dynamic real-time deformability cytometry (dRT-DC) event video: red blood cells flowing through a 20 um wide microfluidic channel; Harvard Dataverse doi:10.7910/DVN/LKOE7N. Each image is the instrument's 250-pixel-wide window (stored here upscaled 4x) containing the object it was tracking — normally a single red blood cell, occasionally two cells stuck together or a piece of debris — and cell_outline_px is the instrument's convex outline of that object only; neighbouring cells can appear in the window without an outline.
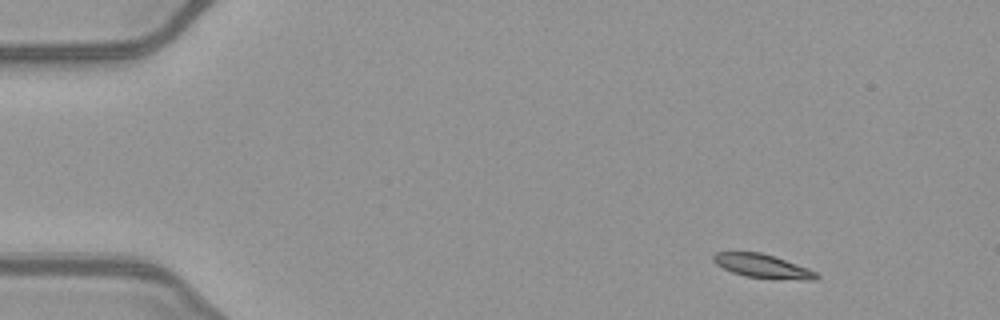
{"species": "common noctule bat (a hibernating species)", "species_latin": "Nyctalus noctula", "temperature_condition": "warm", "stored_images_in_passage": 47, "camera_frame_rate_fps": 3000, "um_per_image_px": 0.085, "animal": {"sex": "female", "body_mass_g": 21.9}, "frame": {"image": 1, "passage_image": 1, "time_ms": 0.0, "image_size_px": [1000, 320], "cell_outline_px": [[820, 276], [816, 280], [808, 280], [744, 276], [732, 272], [716, 264], [712, 260], [712, 256], [716, 252], [760, 252], [808, 268], [816, 272]], "centroid_in_image_um": [64.8, 22.61], "position_along_channel_um": 20.2, "area_um2": 13.93}}
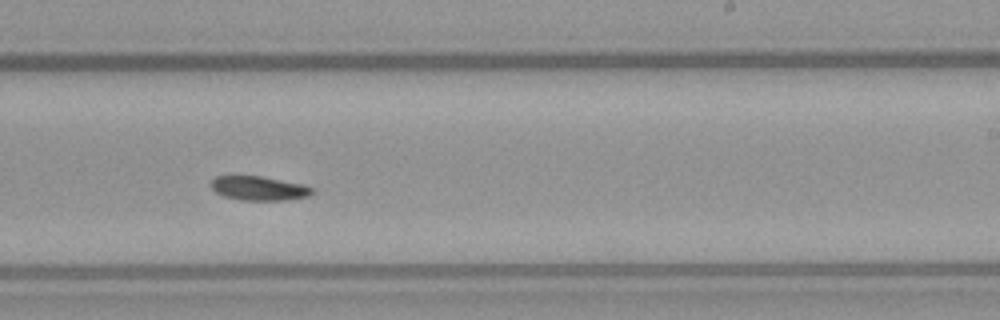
{"frame": {"image": 2, "passage_image": 27, "time_ms": 8.667, "image_size_px": [1000, 320], "cell_outline_px": [[316, 192], [308, 196], [288, 200], [240, 200], [224, 196], [216, 192], [212, 188], [212, 180], [216, 176], [260, 176], [304, 184], [312, 188]], "centroid_in_image_um": [22.05, 16.01], "position_along_channel_um": 266.9, "area_um2": 14.22}}
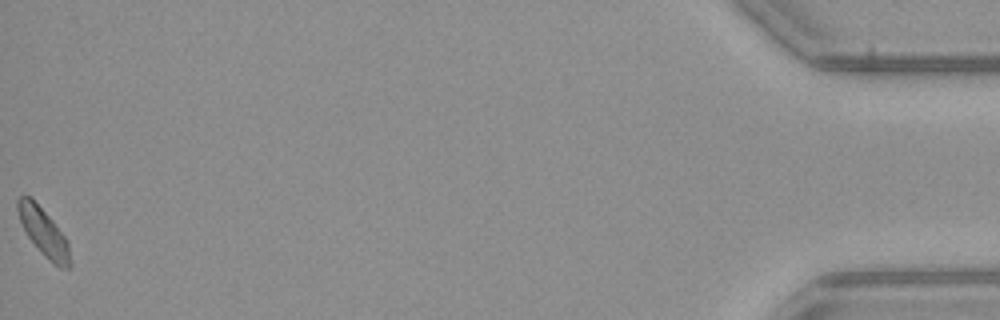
{"frame": {"image": 3, "passage_image": 47, "time_ms": 15.333, "image_size_px": [1000, 320], "cell_outline_px": [[72, 264], [68, 268], [60, 268], [44, 256], [28, 236], [20, 220], [16, 208], [16, 200], [20, 196], [32, 196], [52, 220], [68, 240]], "centroid_in_image_um": [3.72, 19.72], "position_along_channel_um": 431.5, "area_um2": 14.62}}